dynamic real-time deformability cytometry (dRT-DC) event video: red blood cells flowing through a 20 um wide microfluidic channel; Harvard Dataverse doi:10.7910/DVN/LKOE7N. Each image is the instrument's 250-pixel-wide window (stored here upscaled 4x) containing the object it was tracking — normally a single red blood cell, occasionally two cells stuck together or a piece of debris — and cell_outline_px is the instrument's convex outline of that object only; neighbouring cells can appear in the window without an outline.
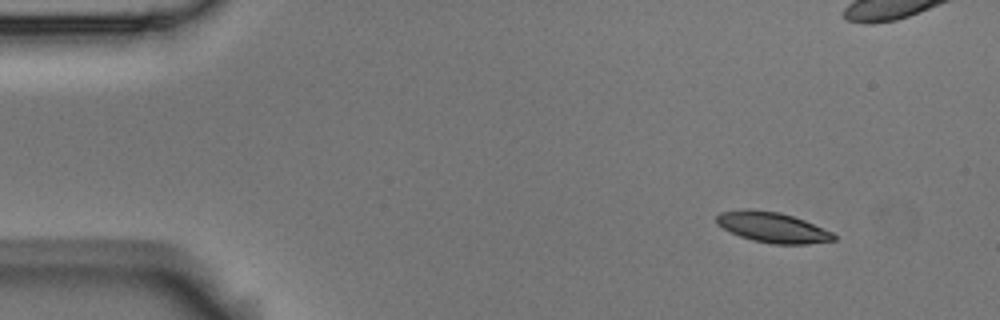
{"species": "Egyptian fruit bat (a non-hibernating species)", "species_latin": "Rousettus aegyptiacus", "temperature_condition": "room temperature", "stored_images_in_passage": 4, "camera_frame_rate_fps": 3000, "um_per_image_px": 0.085, "animal": {"sex": "male"}, "frame": {"image": 1, "passage_image": 1, "time_ms": 0.0, "image_size_px": [1000, 320], "cell_outline_px": [[836, 240], [808, 244], [772, 244], [752, 240], [740, 236], [716, 224], [716, 216], [720, 212], [744, 208], [748, 208], [780, 212], [804, 220], [832, 232], [836, 236]], "centroid_in_image_um": [65.65, 19.31], "position_along_channel_um": 19.4, "area_um2": 20.81}}